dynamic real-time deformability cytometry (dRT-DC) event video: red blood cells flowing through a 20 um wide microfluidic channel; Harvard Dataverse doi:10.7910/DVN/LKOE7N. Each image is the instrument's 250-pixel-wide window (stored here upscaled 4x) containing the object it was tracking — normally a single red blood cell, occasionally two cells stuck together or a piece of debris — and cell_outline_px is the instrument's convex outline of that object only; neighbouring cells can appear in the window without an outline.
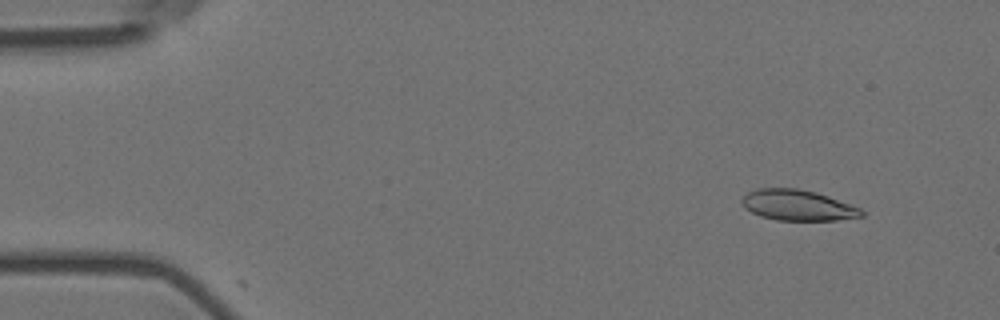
{"species": "Egyptian fruit bat (a non-hibernating species)", "species_latin": "Rousettus aegyptiacus", "temperature_condition": "room temperature", "stored_images_in_passage": 7, "camera_frame_rate_fps": 3000, "um_per_image_px": 0.085, "animal": {"sex": "female"}, "frame": {"image": 1, "passage_image": 6, "time_ms": 1.667, "image_size_px": [1000, 320], "cell_outline_px": [[864, 216], [836, 220], [776, 220], [760, 216], [744, 208], [740, 200], [748, 192], [756, 188], [800, 188], [816, 192], [828, 196], [860, 208], [864, 212]], "centroid_in_image_um": [67.78, 17.44], "position_along_channel_um": 17.2, "area_um2": 21.44}}